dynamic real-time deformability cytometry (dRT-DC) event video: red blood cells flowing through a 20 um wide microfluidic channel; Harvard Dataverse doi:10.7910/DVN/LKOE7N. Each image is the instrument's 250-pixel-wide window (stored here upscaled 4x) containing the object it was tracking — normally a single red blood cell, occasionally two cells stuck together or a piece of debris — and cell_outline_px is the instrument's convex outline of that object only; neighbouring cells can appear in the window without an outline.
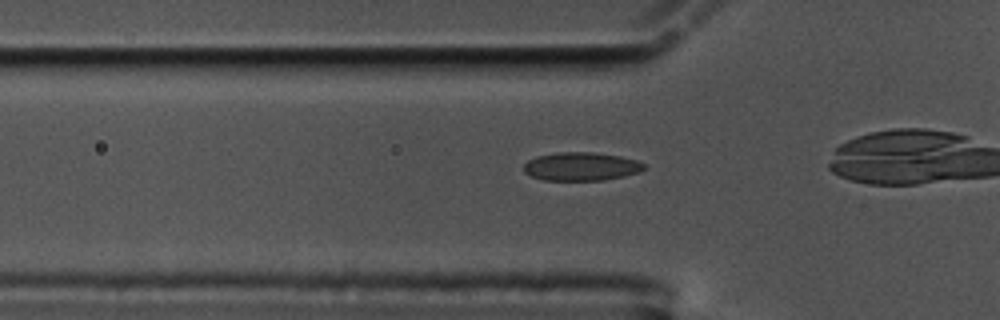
{"species": "common noctule bat (a hibernating species)", "species_latin": "Nyctalus noctula", "temperature_condition": "cold", "stored_images_in_passage": 23, "camera_frame_rate_fps": 3000, "um_per_image_px": 0.085, "animal": {"sex": "male", "body_mass_g": 17.5, "forearm_length_mm": 52.3}, "frame": {"image": 1, "passage_image": 14, "time_ms": 4.333, "image_size_px": [1000, 320], "cell_outline_px": [[644, 168], [640, 172], [624, 176], [604, 180], [544, 180], [532, 176], [524, 172], [524, 164], [528, 160], [536, 156], [556, 152], [592, 152], [620, 156], [636, 160], [644, 164]], "centroid_in_image_um": [49.38, 14.14], "position_along_channel_um": 76.4, "area_um2": 19.88}}